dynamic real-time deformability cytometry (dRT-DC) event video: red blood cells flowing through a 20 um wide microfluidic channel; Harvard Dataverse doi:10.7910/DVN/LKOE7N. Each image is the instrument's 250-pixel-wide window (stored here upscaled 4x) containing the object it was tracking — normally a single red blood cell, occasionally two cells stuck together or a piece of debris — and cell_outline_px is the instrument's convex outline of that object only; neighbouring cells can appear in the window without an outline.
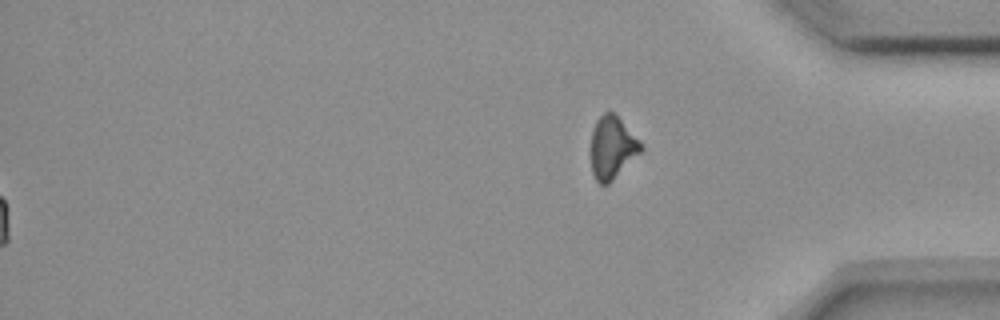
{"species": "common noctule bat (a hibernating species)", "species_latin": "Nyctalus noctula", "temperature_condition": "room temperature", "stored_images_in_passage": 54, "segment_of_instrument_passage": [2, 2], "camera_frame_rate_fps": 3000, "um_per_image_px": 0.085, "animal": {"sex": "female", "body_mass_g": 18.4}, "frame": {"image": 1, "passage_image": 54, "time_ms": 17.667, "image_size_px": [1000, 320], "cell_outline_px": [[644, 148], [608, 184], [600, 184], [596, 180], [592, 172], [592, 132], [596, 120], [604, 112], [612, 112], [640, 140]], "centroid_in_image_um": [52.04, 12.54], "position_along_channel_um": 383.2, "area_um2": 17.69}}